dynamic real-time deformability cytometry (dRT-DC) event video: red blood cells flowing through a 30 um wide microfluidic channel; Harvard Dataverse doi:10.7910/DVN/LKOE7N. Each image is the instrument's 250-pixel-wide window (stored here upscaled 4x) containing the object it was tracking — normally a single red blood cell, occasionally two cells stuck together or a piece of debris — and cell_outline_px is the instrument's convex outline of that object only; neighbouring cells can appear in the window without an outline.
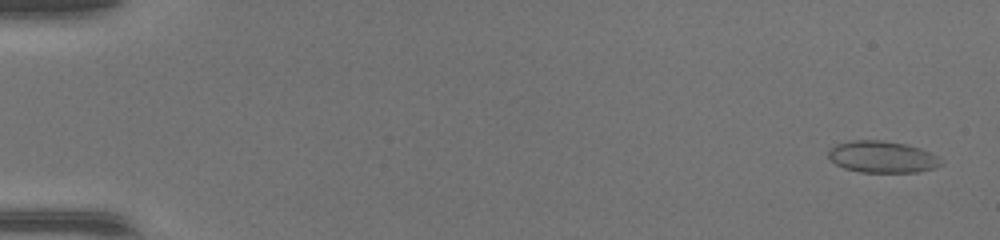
{"species": "common noctule bat (a hibernating species)", "species_latin": "Nyctalus noctula", "temperature_condition": "warm", "stored_images_in_passage": 47, "camera_frame_rate_fps": 3000, "um_per_image_px": 0.085, "animal": {"sex": "female", "body_mass_g": 17.0, "forearm_length_mm": 48.0}, "frame": {"image": 1, "passage_image": 2, "time_ms": 0.333, "image_size_px": [1000, 240], "cell_outline_px": [[940, 164], [932, 168], [916, 172], [860, 172], [844, 168], [836, 164], [828, 156], [828, 152], [836, 144], [852, 140], [880, 140], [904, 144], [920, 148], [936, 156]], "centroid_in_image_um": [74.92, 13.33], "position_along_channel_um": 10.1, "area_um2": 20.35}}
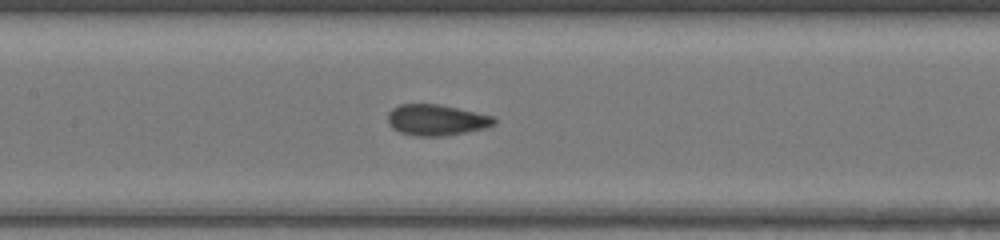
{"frame": {"image": 2, "passage_image": 24, "time_ms": 7.667, "image_size_px": [1000, 240], "cell_outline_px": [[496, 124], [484, 128], [444, 136], [416, 136], [400, 132], [392, 128], [388, 124], [388, 112], [392, 108], [400, 104], [440, 104], [476, 112], [492, 116], [496, 120]], "centroid_in_image_um": [37.06, 10.19], "position_along_channel_um": 170.3, "area_um2": 19.19}}
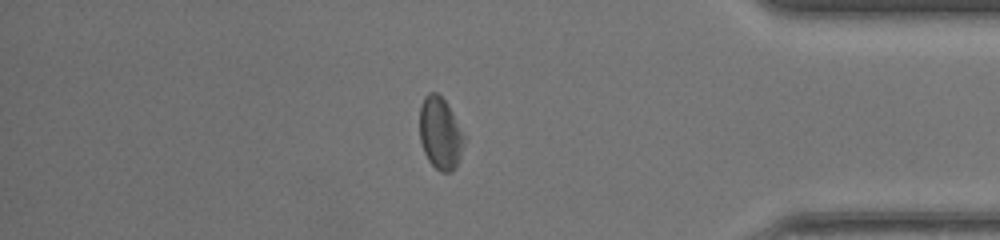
{"frame": {"image": 3, "passage_image": 41, "time_ms": 13.333, "image_size_px": [1000, 240], "cell_outline_px": [[464, 140], [460, 156], [456, 168], [452, 172], [440, 172], [428, 160], [424, 152], [420, 140], [420, 104], [424, 96], [428, 92], [436, 92], [448, 104], [464, 136]], "centroid_in_image_um": [37.4, 11.33], "position_along_channel_um": 397.8, "area_um2": 18.61}}